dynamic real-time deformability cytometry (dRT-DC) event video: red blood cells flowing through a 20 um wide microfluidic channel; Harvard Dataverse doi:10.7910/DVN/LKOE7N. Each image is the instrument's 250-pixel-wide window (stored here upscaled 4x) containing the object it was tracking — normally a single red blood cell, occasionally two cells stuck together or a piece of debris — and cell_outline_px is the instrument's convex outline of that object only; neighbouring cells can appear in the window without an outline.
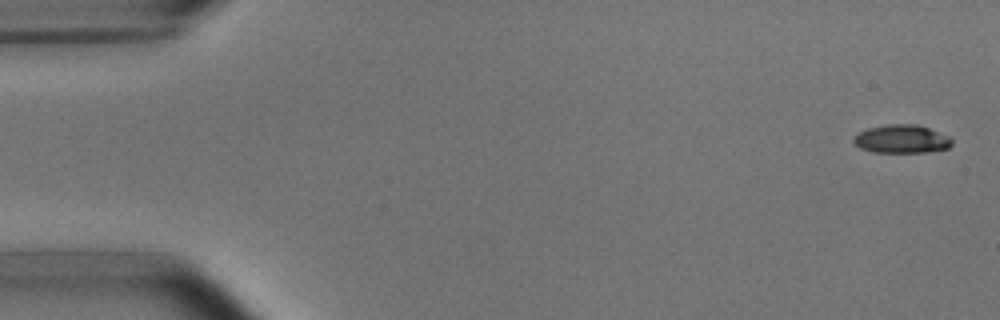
{"species": "common noctule bat (a hibernating species)", "species_latin": "Nyctalus noctula", "temperature_condition": "room temperature", "stored_images_in_passage": 5, "camera_frame_rate_fps": 3000, "um_per_image_px": 0.085, "animal": {"sex": "male", "body_mass_g": 15.6}, "frame": {"image": 1, "passage_image": 1, "time_ms": 0.0, "image_size_px": [1000, 320], "cell_outline_px": [[952, 144], [948, 148], [928, 152], [872, 152], [860, 148], [852, 140], [860, 132], [868, 128], [888, 124], [916, 124], [952, 136]], "centroid_in_image_um": [76.68, 11.81], "position_along_channel_um": 8.3, "area_um2": 16.24}}
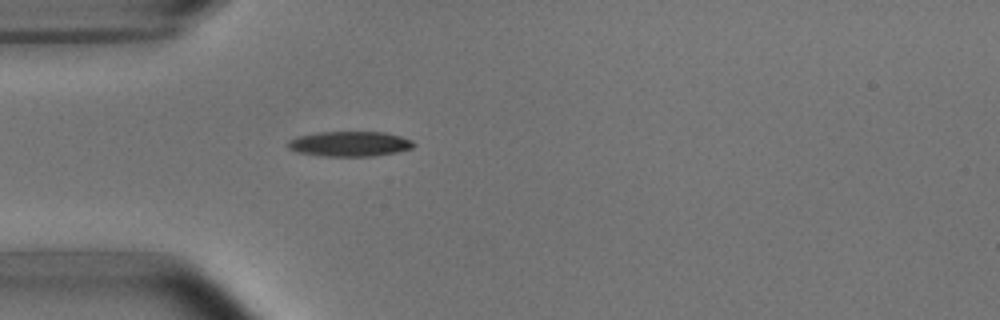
{"frame": {"image": 2, "passage_image": 5, "time_ms": 4.667, "image_size_px": [1000, 320], "cell_outline_px": [[416, 144], [412, 148], [396, 152], [372, 156], [320, 156], [296, 152], [288, 148], [288, 140], [296, 136], [316, 132], [384, 132], [400, 136], [412, 140]], "centroid_in_image_um": [29.69, 12.22], "position_along_channel_um": 55.3, "area_um2": 18.5}}